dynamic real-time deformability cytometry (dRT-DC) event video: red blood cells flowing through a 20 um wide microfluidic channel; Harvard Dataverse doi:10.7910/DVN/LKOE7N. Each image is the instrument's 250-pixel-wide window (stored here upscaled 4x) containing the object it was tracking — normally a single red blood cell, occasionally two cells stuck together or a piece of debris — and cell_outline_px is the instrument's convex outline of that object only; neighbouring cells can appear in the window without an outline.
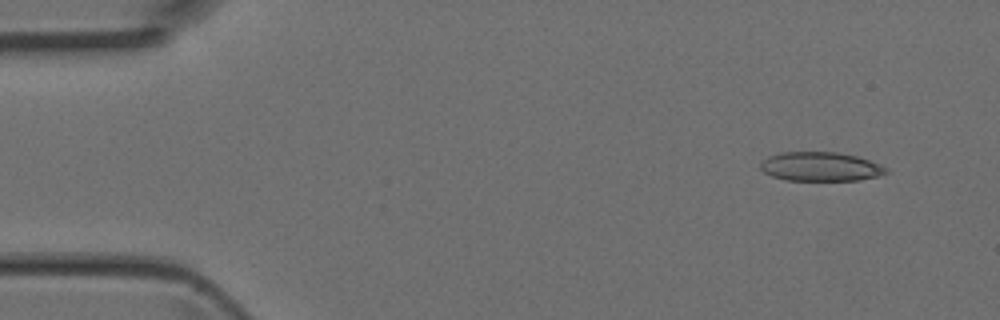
{"species": "Egyptian fruit bat (a non-hibernating species)", "species_latin": "Rousettus aegyptiacus", "temperature_condition": "room temperature", "stored_images_in_passage": 4, "camera_frame_rate_fps": 3000, "um_per_image_px": 0.085, "animal": {"sex": "female"}, "frame": {"image": 1, "passage_image": 1, "time_ms": 0.0, "image_size_px": [1000, 320], "cell_outline_px": [[888, 172], [876, 176], [860, 180], [784, 180], [772, 176], [764, 172], [760, 168], [760, 160], [768, 156], [780, 152], [836, 152], [856, 156], [880, 164], [888, 168]], "centroid_in_image_um": [69.7, 14.16], "position_along_channel_um": 15.3, "area_um2": 21.33}}